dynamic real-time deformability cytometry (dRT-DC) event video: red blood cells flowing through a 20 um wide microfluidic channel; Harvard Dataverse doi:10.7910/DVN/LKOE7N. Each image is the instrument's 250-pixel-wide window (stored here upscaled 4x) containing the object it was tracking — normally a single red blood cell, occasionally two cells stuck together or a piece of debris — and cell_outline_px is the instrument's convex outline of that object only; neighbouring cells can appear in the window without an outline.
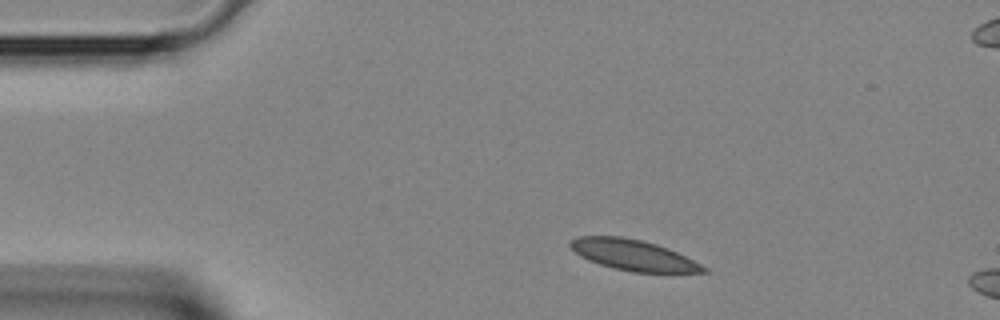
{"species": "Egyptian fruit bat (a non-hibernating species)", "species_latin": "Rousettus aegyptiacus", "temperature_condition": "room temperature", "stored_images_in_passage": 2, "camera_frame_rate_fps": 3000, "um_per_image_px": 0.085, "animal": {"sex": "female"}, "frame": {"image": 1, "passage_image": 1, "time_ms": 0.0, "image_size_px": [1000, 320], "cell_outline_px": [[708, 272], [632, 272], [612, 268], [588, 260], [580, 256], [568, 244], [568, 240], [576, 236], [620, 236], [640, 240], [656, 244], [668, 248], [708, 268]], "centroid_in_image_um": [53.77, 21.67], "position_along_channel_um": 31.2, "area_um2": 23.7}}